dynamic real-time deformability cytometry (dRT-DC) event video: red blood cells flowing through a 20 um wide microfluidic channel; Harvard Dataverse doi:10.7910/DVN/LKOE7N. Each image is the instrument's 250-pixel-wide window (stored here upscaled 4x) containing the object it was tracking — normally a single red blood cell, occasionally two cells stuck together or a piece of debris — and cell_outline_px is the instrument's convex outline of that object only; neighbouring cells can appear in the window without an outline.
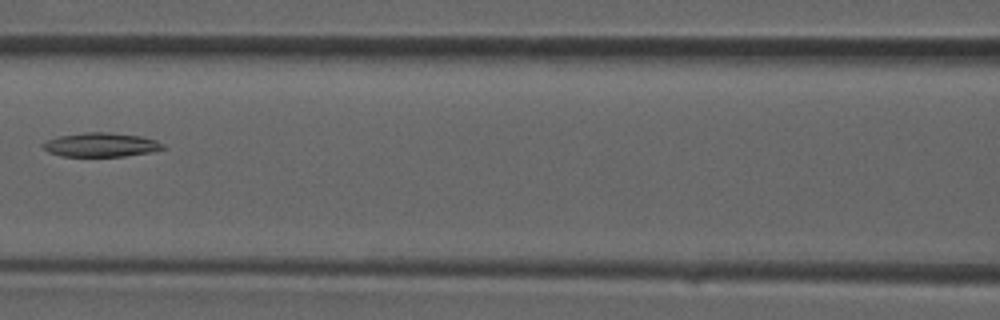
{"species": "common noctule bat (a hibernating species)", "species_latin": "Nyctalus noctula", "temperature_condition": "room temperature", "stored_images_in_passage": 33, "segment_of_instrument_passage": [2, 2], "camera_frame_rate_fps": 3000, "um_per_image_px": 0.085, "animal": {"sex": "male", "forearm_length_mm": 52.5}, "frame": {"image": 1, "passage_image": 16, "time_ms": 5.0, "image_size_px": [1000, 320], "cell_outline_px": [[168, 148], [152, 152], [124, 156], [60, 156], [48, 152], [40, 144], [56, 136], [84, 132], [112, 132], [140, 136], [156, 140], [164, 144]], "centroid_in_image_um": [8.6, 12.3], "position_along_channel_um": 158.0, "area_um2": 17.05}}
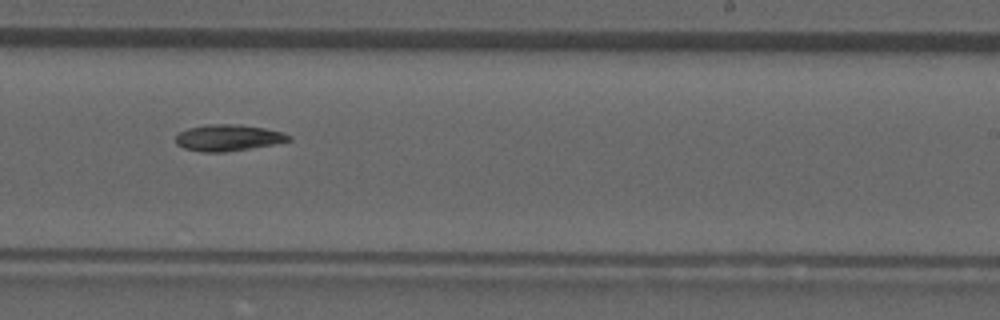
{"frame": {"image": 2, "passage_image": 22, "time_ms": 7.0, "image_size_px": [1000, 320], "cell_outline_px": [[292, 140], [272, 144], [228, 152], [204, 152], [184, 148], [176, 144], [176, 136], [180, 132], [188, 128], [208, 124], [240, 124], [264, 128], [284, 132], [292, 136]], "centroid_in_image_um": [19.41, 11.7], "position_along_channel_um": 269.6, "area_um2": 17.4}}
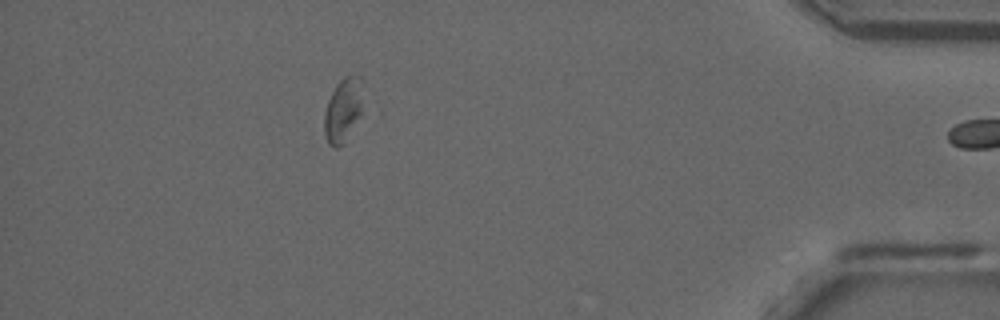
{"frame": {"image": 3, "passage_image": 32, "time_ms": 10.333, "image_size_px": [1000, 320], "cell_outline_px": [[368, 112], [344, 144], [336, 148], [328, 144], [324, 132], [324, 112], [328, 100], [336, 84], [344, 76], [360, 76], [364, 80], [368, 108]], "centroid_in_image_um": [29.32, 9.35], "position_along_channel_um": 405.9, "area_um2": 16.3}}